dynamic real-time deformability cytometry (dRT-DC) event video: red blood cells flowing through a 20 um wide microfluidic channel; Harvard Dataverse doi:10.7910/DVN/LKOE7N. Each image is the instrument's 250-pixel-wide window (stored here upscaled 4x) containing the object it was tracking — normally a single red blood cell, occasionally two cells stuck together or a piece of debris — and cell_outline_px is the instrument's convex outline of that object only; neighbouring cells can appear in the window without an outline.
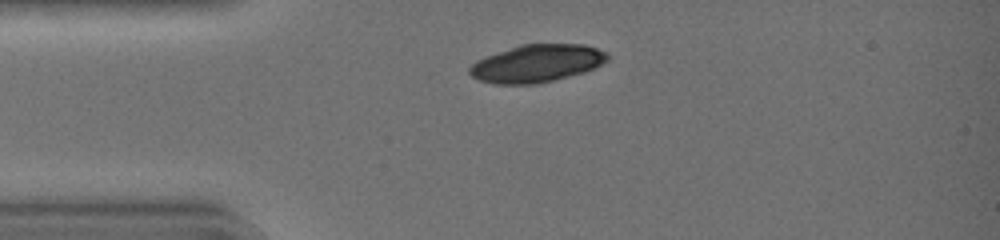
{"species": "common noctule bat (a hibernating species)", "species_latin": "Nyctalus noctula", "temperature_condition": "warm", "stored_images_in_passage": 32, "camera_frame_rate_fps": 3000, "um_per_image_px": 0.085, "animal": {"sex": "female", "body_mass_g": 19.0, "forearm_length_mm": 51.5}, "frame": {"image": 1, "passage_image": 1, "time_ms": 0.0, "image_size_px": [1000, 240], "cell_outline_px": [[608, 60], [596, 68], [584, 72], [536, 84], [496, 84], [480, 80], [472, 76], [468, 72], [468, 68], [476, 60], [520, 44], [584, 44], [608, 52]], "centroid_in_image_um": [45.65, 5.38], "position_along_channel_um": 39.4, "area_um2": 30.17}}
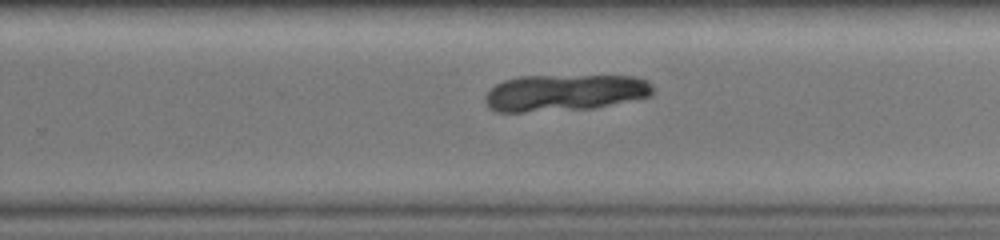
{"frame": {"image": 2, "passage_image": 19, "time_ms": 6.0, "image_size_px": [1000, 240], "cell_outline_px": [[652, 96], [592, 108], [524, 112], [496, 112], [488, 108], [484, 100], [484, 96], [496, 84], [504, 80], [520, 76], [636, 76], [648, 80], [652, 84]], "centroid_in_image_um": [47.98, 7.88], "position_along_channel_um": 281.8, "area_um2": 35.89}}
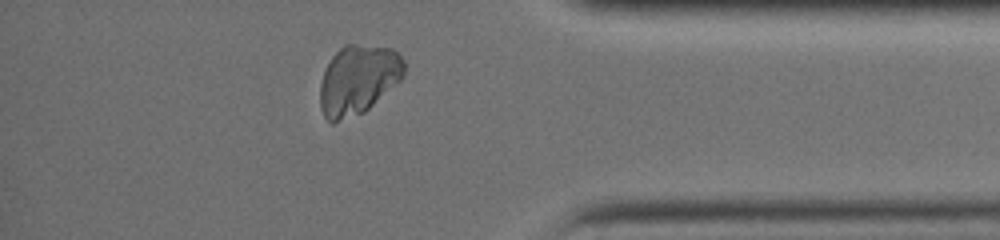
{"frame": {"image": 3, "passage_image": 28, "time_ms": 9.0, "image_size_px": [1000, 240], "cell_outline_px": [[404, 76], [400, 80], [364, 112], [332, 124], [324, 116], [320, 108], [320, 84], [324, 72], [332, 56], [344, 44], [356, 44], [392, 48], [400, 52], [404, 60]], "centroid_in_image_um": [30.44, 6.76], "position_along_channel_um": 404.8, "area_um2": 34.1}}